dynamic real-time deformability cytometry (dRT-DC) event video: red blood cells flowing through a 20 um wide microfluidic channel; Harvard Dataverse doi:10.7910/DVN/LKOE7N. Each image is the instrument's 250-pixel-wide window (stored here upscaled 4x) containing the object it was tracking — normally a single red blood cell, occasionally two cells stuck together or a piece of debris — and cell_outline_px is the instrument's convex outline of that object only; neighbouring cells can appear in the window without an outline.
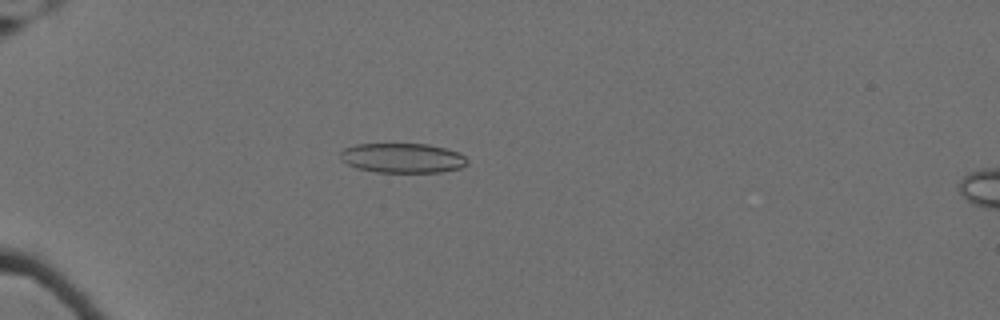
{"species": "Egyptian fruit bat (a non-hibernating species)", "species_latin": "Rousettus aegyptiacus", "temperature_condition": "cold", "stored_images_in_passage": 61, "camera_frame_rate_fps": 3000, "um_per_image_px": 0.085, "animal": {"sex": "female"}, "frame": {"image": 1, "passage_image": 20, "time_ms": 6.333, "image_size_px": [1000, 320], "cell_outline_px": [[468, 164], [460, 168], [440, 172], [376, 172], [356, 168], [340, 160], [340, 152], [344, 148], [356, 144], [428, 144], [460, 152], [468, 160]], "centroid_in_image_um": [34.21, 13.43], "position_along_channel_um": 50.8, "area_um2": 22.08}}
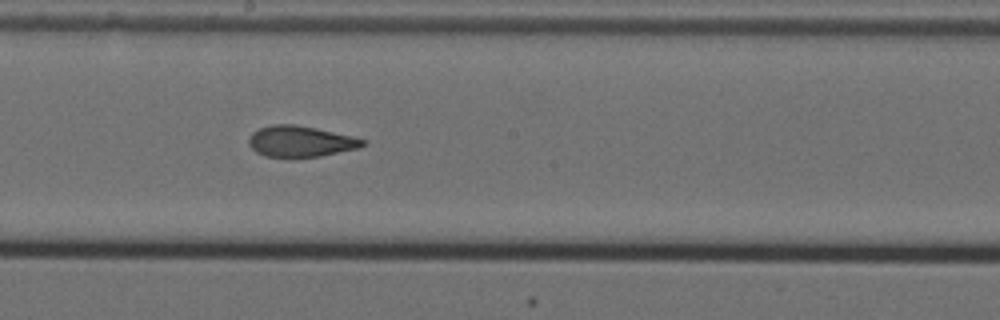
{"frame": {"image": 2, "passage_image": 37, "time_ms": 12.0, "image_size_px": [1000, 320], "cell_outline_px": [[364, 144], [360, 148], [320, 156], [264, 156], [256, 152], [248, 144], [248, 140], [252, 132], [260, 128], [272, 124], [292, 124], [316, 128], [352, 136], [364, 140]], "centroid_in_image_um": [25.52, 12.0], "position_along_channel_um": 222.7, "area_um2": 20.29}}
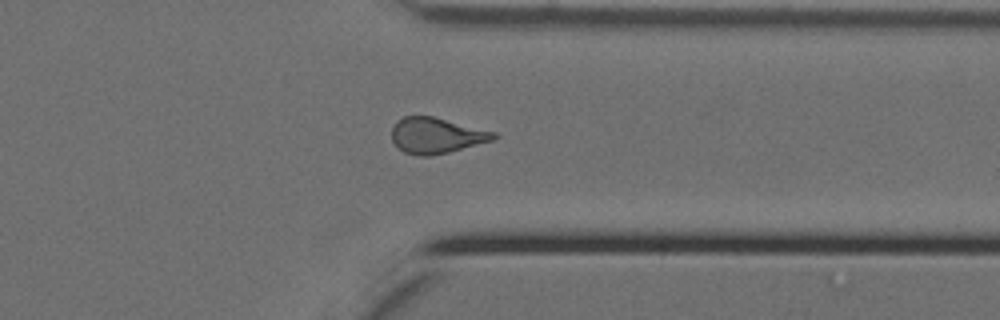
{"frame": {"image": 3, "passage_image": 50, "time_ms": 16.333, "image_size_px": [1000, 320], "cell_outline_px": [[496, 136], [492, 140], [448, 152], [428, 156], [420, 156], [404, 152], [392, 140], [392, 128], [404, 116], [432, 116], [496, 132]], "centroid_in_image_um": [37.08, 11.51], "position_along_channel_um": 374.3, "area_um2": 20.75}, "authors_computed_cell_mechanics": {"area_um2": 21.675, "velocity_mm_per_s": 3.5094, "shape_relaxation_time_tau1_ms": 10.5852, "shape_relaxation_time_tau2_ms": 2.4283, "deformation_change_tau1": 0.2053, "deformation_change_tau2": 0.0967}}